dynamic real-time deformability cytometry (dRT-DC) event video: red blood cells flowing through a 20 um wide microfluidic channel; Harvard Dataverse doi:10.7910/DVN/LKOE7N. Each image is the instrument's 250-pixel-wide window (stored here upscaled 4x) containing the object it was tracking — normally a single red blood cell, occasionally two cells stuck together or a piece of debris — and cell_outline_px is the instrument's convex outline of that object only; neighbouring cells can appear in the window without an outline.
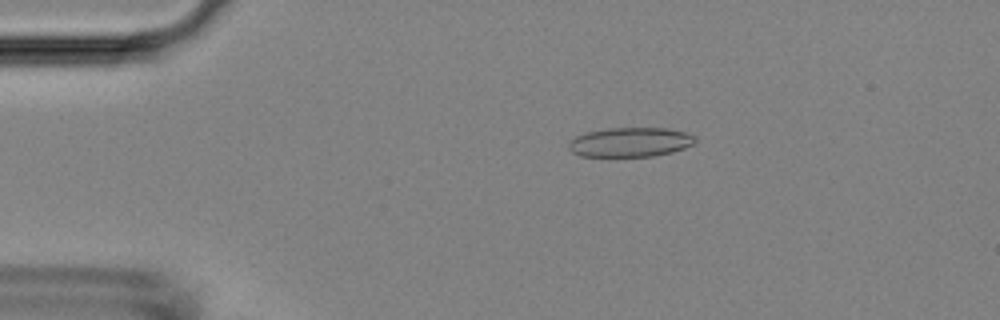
{"species": "Egyptian fruit bat (a non-hibernating species)", "species_latin": "Rousettus aegyptiacus", "temperature_condition": "room temperature", "stored_images_in_passage": 18, "camera_frame_rate_fps": 3000, "um_per_image_px": 0.085, "animal": {"sex": "female"}, "frame": {"image": 1, "passage_image": 10, "time_ms": 3.0, "image_size_px": [1000, 320], "cell_outline_px": [[696, 144], [672, 152], [652, 156], [580, 156], [572, 152], [568, 148], [568, 140], [576, 136], [588, 132], [608, 128], [668, 128], [684, 132], [696, 136]], "centroid_in_image_um": [53.58, 12.08], "position_along_channel_um": 31.4, "area_um2": 21.79}}